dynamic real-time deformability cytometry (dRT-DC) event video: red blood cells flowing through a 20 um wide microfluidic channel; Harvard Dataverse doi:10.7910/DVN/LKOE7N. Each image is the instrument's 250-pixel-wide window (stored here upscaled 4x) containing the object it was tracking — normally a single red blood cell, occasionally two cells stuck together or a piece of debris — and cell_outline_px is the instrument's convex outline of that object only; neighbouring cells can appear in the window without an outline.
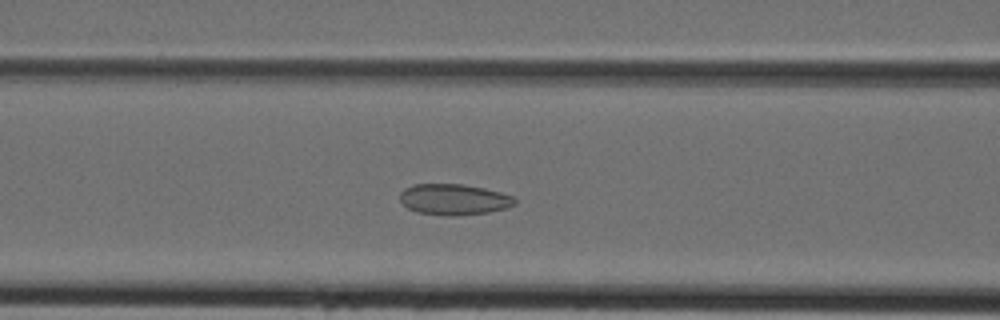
{"species": "Egyptian fruit bat (a non-hibernating species)", "species_latin": "Rousettus aegyptiacus", "temperature_condition": "cold", "stored_images_in_passage": 36, "camera_frame_rate_fps": 3000, "um_per_image_px": 0.085, "animal": {"sex": "female"}, "frame": {"image": 1, "passage_image": 10, "time_ms": 3.0, "image_size_px": [1000, 320], "cell_outline_px": [[516, 204], [508, 208], [488, 212], [456, 216], [448, 216], [416, 212], [408, 208], [400, 200], [400, 192], [404, 188], [412, 184], [464, 184], [484, 188], [500, 192], [512, 196], [516, 200]], "centroid_in_image_um": [38.58, 16.95], "position_along_channel_um": 128.0, "area_um2": 20.87}}
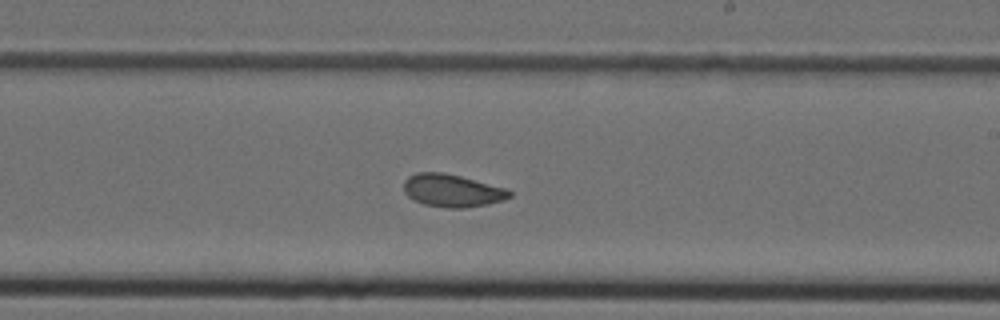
{"frame": {"image": 2, "passage_image": 18, "time_ms": 5.667, "image_size_px": [1000, 320], "cell_outline_px": [[512, 196], [504, 200], [488, 204], [464, 208], [448, 208], [424, 204], [408, 196], [404, 192], [404, 180], [408, 176], [416, 172], [444, 172], [460, 176], [504, 188], [512, 192]], "centroid_in_image_um": [38.42, 16.2], "position_along_channel_um": 250.6, "area_um2": 20.06}}
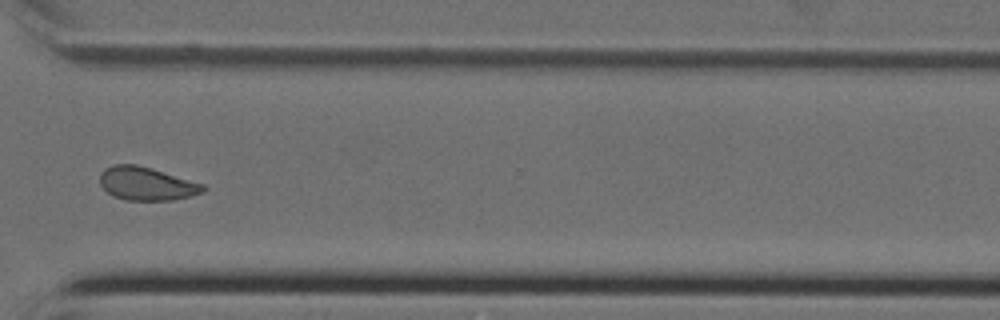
{"frame": {"image": 3, "passage_image": 25, "time_ms": 8.0, "image_size_px": [1000, 320], "cell_outline_px": [[208, 188], [204, 192], [172, 200], [124, 200], [112, 196], [100, 184], [100, 172], [104, 168], [112, 164], [136, 164], [152, 168], [204, 184]], "centroid_in_image_um": [12.44, 15.6], "position_along_channel_um": 358.2, "area_um2": 20.17}}